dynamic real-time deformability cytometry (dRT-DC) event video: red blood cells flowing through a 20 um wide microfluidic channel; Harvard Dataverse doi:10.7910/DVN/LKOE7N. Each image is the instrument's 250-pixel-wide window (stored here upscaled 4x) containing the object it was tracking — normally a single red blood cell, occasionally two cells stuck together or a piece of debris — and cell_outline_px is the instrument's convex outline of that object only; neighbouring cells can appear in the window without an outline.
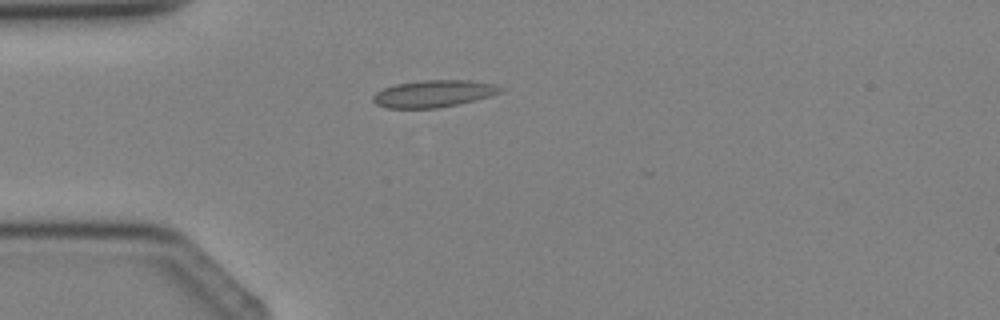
{"species": "Egyptian fruit bat (a non-hibernating species)", "species_latin": "Rousettus aegyptiacus", "temperature_condition": "cold", "stored_images_in_passage": 1, "camera_frame_rate_fps": 3000, "um_per_image_px": 0.085, "animal": {"sex": "female"}, "frame": {"image": 1, "passage_image": 1, "time_ms": 0.0, "image_size_px": [1000, 320], "cell_outline_px": [[504, 88], [500, 92], [488, 96], [456, 104], [436, 108], [388, 108], [376, 104], [372, 100], [372, 96], [376, 92], [384, 88], [396, 84], [420, 80], [468, 80], [496, 84]], "centroid_in_image_um": [36.82, 7.95], "position_along_channel_um": 48.2, "area_um2": 19.88}}